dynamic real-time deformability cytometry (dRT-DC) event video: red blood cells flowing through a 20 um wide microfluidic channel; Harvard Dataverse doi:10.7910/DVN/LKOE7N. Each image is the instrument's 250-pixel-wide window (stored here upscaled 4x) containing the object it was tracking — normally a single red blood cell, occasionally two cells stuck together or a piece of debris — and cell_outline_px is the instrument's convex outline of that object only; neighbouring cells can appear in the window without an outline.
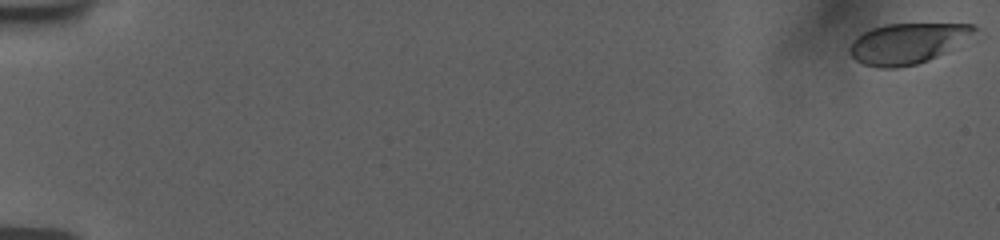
{"species": "human", "species_latin": "Homo sapiens", "temperature_condition": "room temperature", "stored_images_in_passage": 57, "camera_frame_rate_fps": 3000, "um_per_image_px": 0.085, "donor": {"sex": "female"}, "frame": {"image": 1, "passage_image": 1, "time_ms": 0.0, "image_size_px": [1000, 240], "cell_outline_px": [[980, 28], [936, 56], [928, 60], [916, 64], [892, 68], [880, 68], [864, 64], [856, 60], [848, 52], [848, 48], [856, 36], [872, 28], [884, 24], [972, 24]], "centroid_in_image_um": [77.02, 3.68], "position_along_channel_um": 8.0, "area_um2": 28.73}}
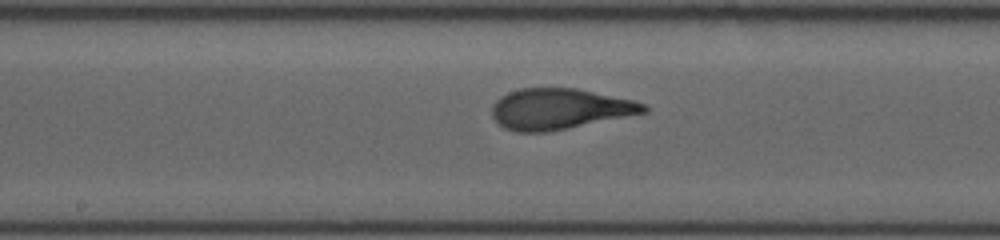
{"frame": {"image": 2, "passage_image": 32, "time_ms": 10.333, "image_size_px": [1000, 240], "cell_outline_px": [[648, 112], [548, 132], [516, 132], [504, 128], [492, 116], [492, 104], [500, 96], [508, 92], [520, 88], [576, 88], [636, 100], [648, 104]], "centroid_in_image_um": [47.58, 9.25], "position_along_channel_um": 200.6, "area_um2": 36.3}}
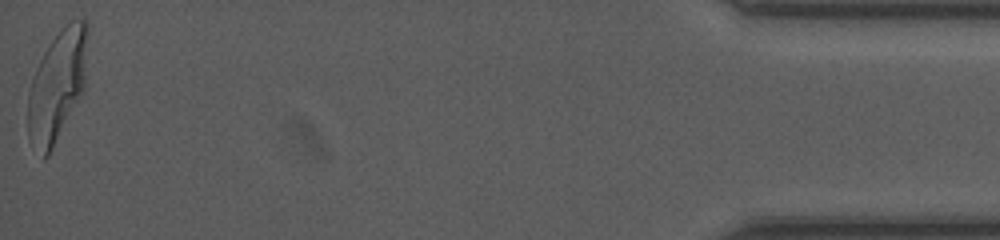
{"frame": {"image": 3, "passage_image": 57, "time_ms": 18.667, "image_size_px": [1000, 240], "cell_outline_px": [[88, 32], [84, 88], [80, 96], [48, 156], [44, 160], [28, 140], [28, 92], [36, 68], [44, 52], [60, 28], [72, 20], [88, 20]], "centroid_in_image_um": [4.85, 7.27], "position_along_channel_um": 430.3, "area_um2": 38.32}, "authors_computed_cell_mechanics": {"area_um2": 35.7782, "velocity_mm_per_s": 3.7479, "shape_relaxation_time_tau1_ms": 3.681, "shape_relaxation_time_tau2_ms": null, "deformation_change_tau1": 0.2065, "deformation_change_tau2": null}}